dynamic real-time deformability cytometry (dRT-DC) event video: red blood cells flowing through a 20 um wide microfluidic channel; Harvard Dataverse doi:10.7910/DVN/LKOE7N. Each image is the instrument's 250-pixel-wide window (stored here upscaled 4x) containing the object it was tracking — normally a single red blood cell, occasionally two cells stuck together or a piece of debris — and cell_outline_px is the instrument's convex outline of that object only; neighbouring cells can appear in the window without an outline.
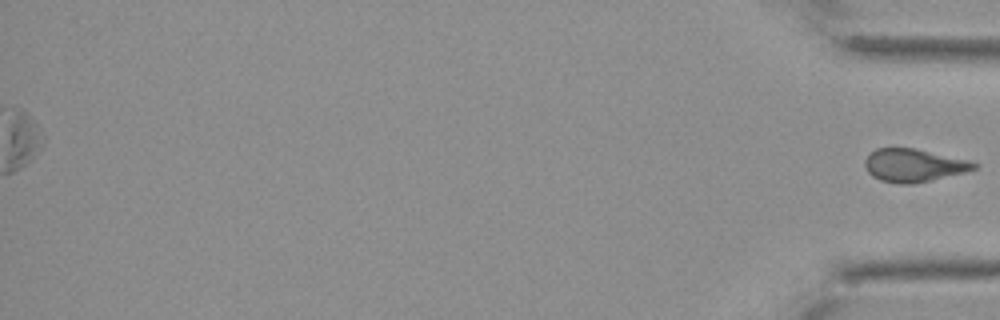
{"species": "Egyptian fruit bat (a non-hibernating species)", "species_latin": "Rousettus aegyptiacus", "temperature_condition": "cold", "stored_images_in_passage": 61, "segment_of_instrument_passage": [2, 2], "camera_frame_rate_fps": 3000, "um_per_image_px": 0.085, "animal": {"sex": "female"}, "frame": {"image": 1, "passage_image": 61, "time_ms": 20.0, "image_size_px": [1000, 320], "cell_outline_px": [[980, 164], [976, 168], [964, 172], [912, 184], [900, 184], [880, 180], [872, 176], [868, 172], [864, 164], [864, 160], [876, 148], [916, 148], [968, 160]], "centroid_in_image_um": [77.65, 14.05], "position_along_channel_um": 357.5, "area_um2": 20.81}}